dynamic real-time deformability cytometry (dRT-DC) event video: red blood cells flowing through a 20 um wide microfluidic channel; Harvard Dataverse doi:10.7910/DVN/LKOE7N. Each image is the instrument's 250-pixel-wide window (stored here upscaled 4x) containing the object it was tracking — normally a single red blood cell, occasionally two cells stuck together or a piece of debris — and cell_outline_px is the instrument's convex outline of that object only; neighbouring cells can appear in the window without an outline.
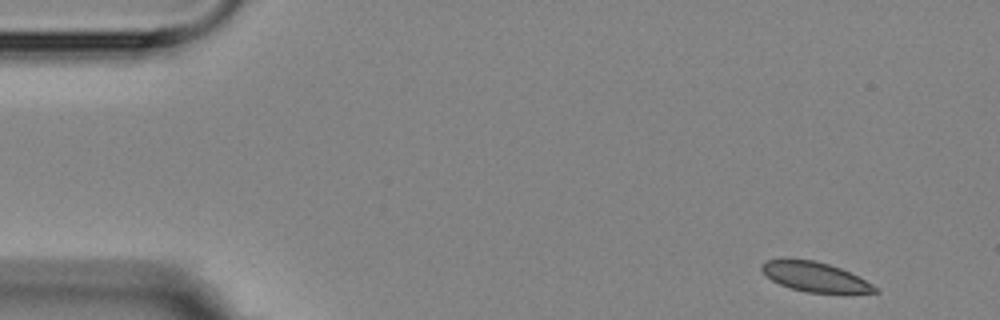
{"species": "Egyptian fruit bat (a non-hibernating species)", "species_latin": "Rousettus aegyptiacus", "temperature_condition": "room temperature", "stored_images_in_passage": 12, "camera_frame_rate_fps": 3000, "um_per_image_px": 0.085, "animal": {"sex": "female"}, "frame": {"image": 1, "passage_image": 1, "time_ms": 0.0, "image_size_px": [1000, 320], "cell_outline_px": [[880, 292], [844, 296], [804, 292], [780, 284], [764, 276], [760, 268], [760, 264], [764, 260], [784, 256], [812, 260], [828, 264], [840, 268], [880, 288]], "centroid_in_image_um": [69.26, 23.56], "position_along_channel_um": 15.7, "area_um2": 20.87}}